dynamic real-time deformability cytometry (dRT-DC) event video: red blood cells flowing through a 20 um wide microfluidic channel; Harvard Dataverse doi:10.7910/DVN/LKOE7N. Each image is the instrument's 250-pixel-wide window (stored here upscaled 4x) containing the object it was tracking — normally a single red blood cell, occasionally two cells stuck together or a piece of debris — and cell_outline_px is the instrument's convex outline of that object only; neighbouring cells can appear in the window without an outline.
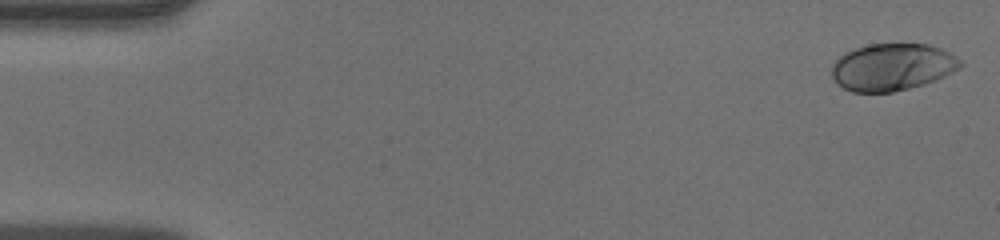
{"species": "human", "species_latin": "Homo sapiens", "temperature_condition": "warm", "stored_images_in_passage": 47, "camera_frame_rate_fps": 3000, "um_per_image_px": 0.085, "donor": {"sex": "male"}, "frame": {"image": 1, "passage_image": 1, "time_ms": 0.0, "image_size_px": [1000, 240], "cell_outline_px": [[960, 68], [944, 76], [924, 84], [892, 92], [852, 92], [836, 84], [832, 76], [832, 64], [840, 56], [856, 48], [868, 44], [928, 44], [940, 48], [956, 56], [960, 60]], "centroid_in_image_um": [75.82, 5.7], "position_along_channel_um": 9.2, "area_um2": 35.08}}
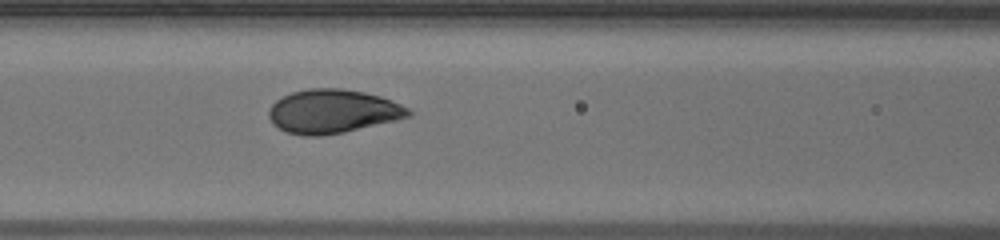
{"frame": {"image": 2, "passage_image": 20, "time_ms": 6.333, "image_size_px": [1000, 240], "cell_outline_px": [[412, 116], [396, 120], [344, 132], [320, 136], [304, 136], [284, 132], [272, 124], [268, 116], [268, 112], [272, 104], [276, 100], [292, 92], [308, 88], [340, 88], [364, 92], [380, 96], [400, 104], [408, 108], [412, 112]], "centroid_in_image_um": [28.25, 9.47], "position_along_channel_um": 138.3, "area_um2": 35.72}}
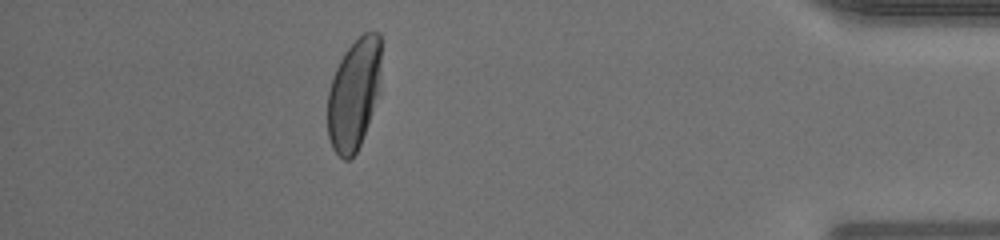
{"frame": {"image": 3, "passage_image": 42, "time_ms": 13.667, "image_size_px": [1000, 240], "cell_outline_px": [[380, 92], [360, 144], [356, 152], [348, 160], [344, 160], [332, 148], [328, 136], [328, 92], [336, 68], [344, 52], [364, 32], [380, 32]], "centroid_in_image_um": [30.09, 8.0], "position_along_channel_um": 405.1, "area_um2": 34.56}}